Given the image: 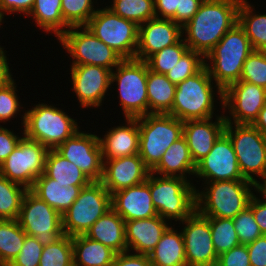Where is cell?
<instances>
[{
	"label": "cell",
	"mask_w": 266,
	"mask_h": 266,
	"mask_svg": "<svg viewBox=\"0 0 266 266\" xmlns=\"http://www.w3.org/2000/svg\"><path fill=\"white\" fill-rule=\"evenodd\" d=\"M241 0H204L193 18L182 27L190 50L204 58L222 37L238 23Z\"/></svg>",
	"instance_id": "cell-1"
},
{
	"label": "cell",
	"mask_w": 266,
	"mask_h": 266,
	"mask_svg": "<svg viewBox=\"0 0 266 266\" xmlns=\"http://www.w3.org/2000/svg\"><path fill=\"white\" fill-rule=\"evenodd\" d=\"M253 51L245 30L237 23L206 55L205 67L222 91L240 80L243 64Z\"/></svg>",
	"instance_id": "cell-2"
},
{
	"label": "cell",
	"mask_w": 266,
	"mask_h": 266,
	"mask_svg": "<svg viewBox=\"0 0 266 266\" xmlns=\"http://www.w3.org/2000/svg\"><path fill=\"white\" fill-rule=\"evenodd\" d=\"M213 81L208 69L204 66L193 76L178 83L169 115L183 122L213 118L216 109L214 108L216 107L214 105L216 95L219 96V98L216 96L220 100L219 103L223 105V91Z\"/></svg>",
	"instance_id": "cell-3"
},
{
	"label": "cell",
	"mask_w": 266,
	"mask_h": 266,
	"mask_svg": "<svg viewBox=\"0 0 266 266\" xmlns=\"http://www.w3.org/2000/svg\"><path fill=\"white\" fill-rule=\"evenodd\" d=\"M196 189V211L204 217L233 219L249 206L254 195L249 180H224L202 183ZM205 184V185H204Z\"/></svg>",
	"instance_id": "cell-4"
},
{
	"label": "cell",
	"mask_w": 266,
	"mask_h": 266,
	"mask_svg": "<svg viewBox=\"0 0 266 266\" xmlns=\"http://www.w3.org/2000/svg\"><path fill=\"white\" fill-rule=\"evenodd\" d=\"M149 187L153 205L164 220L183 222L196 211V186L180 177L149 173Z\"/></svg>",
	"instance_id": "cell-5"
},
{
	"label": "cell",
	"mask_w": 266,
	"mask_h": 266,
	"mask_svg": "<svg viewBox=\"0 0 266 266\" xmlns=\"http://www.w3.org/2000/svg\"><path fill=\"white\" fill-rule=\"evenodd\" d=\"M33 106L31 110H25L22 134L48 149H56L80 130L77 119L71 118L55 105L38 103Z\"/></svg>",
	"instance_id": "cell-6"
},
{
	"label": "cell",
	"mask_w": 266,
	"mask_h": 266,
	"mask_svg": "<svg viewBox=\"0 0 266 266\" xmlns=\"http://www.w3.org/2000/svg\"><path fill=\"white\" fill-rule=\"evenodd\" d=\"M139 152L145 166L152 171L165 150L183 136V121L169 114L138 117Z\"/></svg>",
	"instance_id": "cell-7"
},
{
	"label": "cell",
	"mask_w": 266,
	"mask_h": 266,
	"mask_svg": "<svg viewBox=\"0 0 266 266\" xmlns=\"http://www.w3.org/2000/svg\"><path fill=\"white\" fill-rule=\"evenodd\" d=\"M115 70L111 73V86L116 82L119 106L124 117L138 118L147 115V62L123 59Z\"/></svg>",
	"instance_id": "cell-8"
},
{
	"label": "cell",
	"mask_w": 266,
	"mask_h": 266,
	"mask_svg": "<svg viewBox=\"0 0 266 266\" xmlns=\"http://www.w3.org/2000/svg\"><path fill=\"white\" fill-rule=\"evenodd\" d=\"M111 194L100 181L83 187L74 203L62 214L63 233L86 234L93 223L111 209Z\"/></svg>",
	"instance_id": "cell-9"
},
{
	"label": "cell",
	"mask_w": 266,
	"mask_h": 266,
	"mask_svg": "<svg viewBox=\"0 0 266 266\" xmlns=\"http://www.w3.org/2000/svg\"><path fill=\"white\" fill-rule=\"evenodd\" d=\"M224 132L231 140L242 176L254 183L266 172V137L252 124L226 122Z\"/></svg>",
	"instance_id": "cell-10"
},
{
	"label": "cell",
	"mask_w": 266,
	"mask_h": 266,
	"mask_svg": "<svg viewBox=\"0 0 266 266\" xmlns=\"http://www.w3.org/2000/svg\"><path fill=\"white\" fill-rule=\"evenodd\" d=\"M86 26L123 59H135L139 26L134 21L120 17L106 6L97 8Z\"/></svg>",
	"instance_id": "cell-11"
},
{
	"label": "cell",
	"mask_w": 266,
	"mask_h": 266,
	"mask_svg": "<svg viewBox=\"0 0 266 266\" xmlns=\"http://www.w3.org/2000/svg\"><path fill=\"white\" fill-rule=\"evenodd\" d=\"M72 65H96L113 71L123 58L98 39L87 26L70 27L59 39Z\"/></svg>",
	"instance_id": "cell-12"
},
{
	"label": "cell",
	"mask_w": 266,
	"mask_h": 266,
	"mask_svg": "<svg viewBox=\"0 0 266 266\" xmlns=\"http://www.w3.org/2000/svg\"><path fill=\"white\" fill-rule=\"evenodd\" d=\"M17 220L26 235L35 236L42 246L50 245L64 235L62 215L30 189L23 197Z\"/></svg>",
	"instance_id": "cell-13"
},
{
	"label": "cell",
	"mask_w": 266,
	"mask_h": 266,
	"mask_svg": "<svg viewBox=\"0 0 266 266\" xmlns=\"http://www.w3.org/2000/svg\"><path fill=\"white\" fill-rule=\"evenodd\" d=\"M48 151L40 142L23 136L13 152L0 165V174L29 190L35 180L44 173Z\"/></svg>",
	"instance_id": "cell-14"
},
{
	"label": "cell",
	"mask_w": 266,
	"mask_h": 266,
	"mask_svg": "<svg viewBox=\"0 0 266 266\" xmlns=\"http://www.w3.org/2000/svg\"><path fill=\"white\" fill-rule=\"evenodd\" d=\"M266 102V89L256 84L239 80L223 91V112L228 109L226 122L253 124Z\"/></svg>",
	"instance_id": "cell-15"
},
{
	"label": "cell",
	"mask_w": 266,
	"mask_h": 266,
	"mask_svg": "<svg viewBox=\"0 0 266 266\" xmlns=\"http://www.w3.org/2000/svg\"><path fill=\"white\" fill-rule=\"evenodd\" d=\"M196 178L203 182L247 180L242 176L229 136L223 132L211 151L196 164Z\"/></svg>",
	"instance_id": "cell-16"
},
{
	"label": "cell",
	"mask_w": 266,
	"mask_h": 266,
	"mask_svg": "<svg viewBox=\"0 0 266 266\" xmlns=\"http://www.w3.org/2000/svg\"><path fill=\"white\" fill-rule=\"evenodd\" d=\"M55 150L79 167L92 181L101 180L103 158L99 136L96 133L79 130Z\"/></svg>",
	"instance_id": "cell-17"
},
{
	"label": "cell",
	"mask_w": 266,
	"mask_h": 266,
	"mask_svg": "<svg viewBox=\"0 0 266 266\" xmlns=\"http://www.w3.org/2000/svg\"><path fill=\"white\" fill-rule=\"evenodd\" d=\"M187 266H214L218 255L214 248L209 220L195 211L181 222Z\"/></svg>",
	"instance_id": "cell-18"
},
{
	"label": "cell",
	"mask_w": 266,
	"mask_h": 266,
	"mask_svg": "<svg viewBox=\"0 0 266 266\" xmlns=\"http://www.w3.org/2000/svg\"><path fill=\"white\" fill-rule=\"evenodd\" d=\"M70 69L71 89L81 108L102 106V101L111 88L112 71L96 65H73Z\"/></svg>",
	"instance_id": "cell-19"
},
{
	"label": "cell",
	"mask_w": 266,
	"mask_h": 266,
	"mask_svg": "<svg viewBox=\"0 0 266 266\" xmlns=\"http://www.w3.org/2000/svg\"><path fill=\"white\" fill-rule=\"evenodd\" d=\"M182 27L171 19L153 18L140 24L135 59L146 61L151 55L177 43Z\"/></svg>",
	"instance_id": "cell-20"
},
{
	"label": "cell",
	"mask_w": 266,
	"mask_h": 266,
	"mask_svg": "<svg viewBox=\"0 0 266 266\" xmlns=\"http://www.w3.org/2000/svg\"><path fill=\"white\" fill-rule=\"evenodd\" d=\"M150 172L139 154L103 160L100 182L112 195L121 189L145 182Z\"/></svg>",
	"instance_id": "cell-21"
},
{
	"label": "cell",
	"mask_w": 266,
	"mask_h": 266,
	"mask_svg": "<svg viewBox=\"0 0 266 266\" xmlns=\"http://www.w3.org/2000/svg\"><path fill=\"white\" fill-rule=\"evenodd\" d=\"M111 207L124 221L157 216L150 194L149 175L145 182L113 193Z\"/></svg>",
	"instance_id": "cell-22"
},
{
	"label": "cell",
	"mask_w": 266,
	"mask_h": 266,
	"mask_svg": "<svg viewBox=\"0 0 266 266\" xmlns=\"http://www.w3.org/2000/svg\"><path fill=\"white\" fill-rule=\"evenodd\" d=\"M212 118L187 120L183 122V136L186 138L191 157L195 164L212 149L214 142L224 132L226 120L224 113ZM213 121V122H212Z\"/></svg>",
	"instance_id": "cell-23"
},
{
	"label": "cell",
	"mask_w": 266,
	"mask_h": 266,
	"mask_svg": "<svg viewBox=\"0 0 266 266\" xmlns=\"http://www.w3.org/2000/svg\"><path fill=\"white\" fill-rule=\"evenodd\" d=\"M167 222L159 215L145 219L125 221L127 251L149 255L160 241L166 229L172 225Z\"/></svg>",
	"instance_id": "cell-24"
},
{
	"label": "cell",
	"mask_w": 266,
	"mask_h": 266,
	"mask_svg": "<svg viewBox=\"0 0 266 266\" xmlns=\"http://www.w3.org/2000/svg\"><path fill=\"white\" fill-rule=\"evenodd\" d=\"M126 125L109 128V131L99 137L102 158L110 160L133 156L139 152L138 118H125Z\"/></svg>",
	"instance_id": "cell-25"
},
{
	"label": "cell",
	"mask_w": 266,
	"mask_h": 266,
	"mask_svg": "<svg viewBox=\"0 0 266 266\" xmlns=\"http://www.w3.org/2000/svg\"><path fill=\"white\" fill-rule=\"evenodd\" d=\"M85 235L117 254L127 251L125 221L112 208L97 219Z\"/></svg>",
	"instance_id": "cell-26"
},
{
	"label": "cell",
	"mask_w": 266,
	"mask_h": 266,
	"mask_svg": "<svg viewBox=\"0 0 266 266\" xmlns=\"http://www.w3.org/2000/svg\"><path fill=\"white\" fill-rule=\"evenodd\" d=\"M195 171L196 164L191 157L186 138L182 136L165 150L161 161L151 172L187 179L189 175L194 176Z\"/></svg>",
	"instance_id": "cell-27"
},
{
	"label": "cell",
	"mask_w": 266,
	"mask_h": 266,
	"mask_svg": "<svg viewBox=\"0 0 266 266\" xmlns=\"http://www.w3.org/2000/svg\"><path fill=\"white\" fill-rule=\"evenodd\" d=\"M87 185H70L56 183V180L41 174L30 189L61 215L74 203L83 187Z\"/></svg>",
	"instance_id": "cell-28"
},
{
	"label": "cell",
	"mask_w": 266,
	"mask_h": 266,
	"mask_svg": "<svg viewBox=\"0 0 266 266\" xmlns=\"http://www.w3.org/2000/svg\"><path fill=\"white\" fill-rule=\"evenodd\" d=\"M169 226L149 254L153 266H187L184 240L181 231Z\"/></svg>",
	"instance_id": "cell-29"
},
{
	"label": "cell",
	"mask_w": 266,
	"mask_h": 266,
	"mask_svg": "<svg viewBox=\"0 0 266 266\" xmlns=\"http://www.w3.org/2000/svg\"><path fill=\"white\" fill-rule=\"evenodd\" d=\"M73 264L76 266H111L116 252L85 234L72 237Z\"/></svg>",
	"instance_id": "cell-30"
},
{
	"label": "cell",
	"mask_w": 266,
	"mask_h": 266,
	"mask_svg": "<svg viewBox=\"0 0 266 266\" xmlns=\"http://www.w3.org/2000/svg\"><path fill=\"white\" fill-rule=\"evenodd\" d=\"M175 90L176 84L166 75L151 71L147 64L148 114H169Z\"/></svg>",
	"instance_id": "cell-31"
},
{
	"label": "cell",
	"mask_w": 266,
	"mask_h": 266,
	"mask_svg": "<svg viewBox=\"0 0 266 266\" xmlns=\"http://www.w3.org/2000/svg\"><path fill=\"white\" fill-rule=\"evenodd\" d=\"M44 174L63 186L89 185L92 180L73 162L65 159L55 149H49Z\"/></svg>",
	"instance_id": "cell-32"
},
{
	"label": "cell",
	"mask_w": 266,
	"mask_h": 266,
	"mask_svg": "<svg viewBox=\"0 0 266 266\" xmlns=\"http://www.w3.org/2000/svg\"><path fill=\"white\" fill-rule=\"evenodd\" d=\"M28 16L33 17L37 27L52 32L57 40L70 28L62 16L61 0H35Z\"/></svg>",
	"instance_id": "cell-33"
},
{
	"label": "cell",
	"mask_w": 266,
	"mask_h": 266,
	"mask_svg": "<svg viewBox=\"0 0 266 266\" xmlns=\"http://www.w3.org/2000/svg\"><path fill=\"white\" fill-rule=\"evenodd\" d=\"M238 23L245 30L253 49L266 51V13L257 14L254 5L241 0Z\"/></svg>",
	"instance_id": "cell-34"
},
{
	"label": "cell",
	"mask_w": 266,
	"mask_h": 266,
	"mask_svg": "<svg viewBox=\"0 0 266 266\" xmlns=\"http://www.w3.org/2000/svg\"><path fill=\"white\" fill-rule=\"evenodd\" d=\"M25 237L18 220H0V266H8L15 259Z\"/></svg>",
	"instance_id": "cell-35"
},
{
	"label": "cell",
	"mask_w": 266,
	"mask_h": 266,
	"mask_svg": "<svg viewBox=\"0 0 266 266\" xmlns=\"http://www.w3.org/2000/svg\"><path fill=\"white\" fill-rule=\"evenodd\" d=\"M28 189L0 174V220H17L21 203Z\"/></svg>",
	"instance_id": "cell-36"
},
{
	"label": "cell",
	"mask_w": 266,
	"mask_h": 266,
	"mask_svg": "<svg viewBox=\"0 0 266 266\" xmlns=\"http://www.w3.org/2000/svg\"><path fill=\"white\" fill-rule=\"evenodd\" d=\"M113 2V3H112ZM107 7L124 19L138 26L156 17L154 0H112Z\"/></svg>",
	"instance_id": "cell-37"
},
{
	"label": "cell",
	"mask_w": 266,
	"mask_h": 266,
	"mask_svg": "<svg viewBox=\"0 0 266 266\" xmlns=\"http://www.w3.org/2000/svg\"><path fill=\"white\" fill-rule=\"evenodd\" d=\"M206 218L209 220L212 241L218 256L240 245L232 219Z\"/></svg>",
	"instance_id": "cell-38"
},
{
	"label": "cell",
	"mask_w": 266,
	"mask_h": 266,
	"mask_svg": "<svg viewBox=\"0 0 266 266\" xmlns=\"http://www.w3.org/2000/svg\"><path fill=\"white\" fill-rule=\"evenodd\" d=\"M72 237L64 234L43 248L39 266H72Z\"/></svg>",
	"instance_id": "cell-39"
},
{
	"label": "cell",
	"mask_w": 266,
	"mask_h": 266,
	"mask_svg": "<svg viewBox=\"0 0 266 266\" xmlns=\"http://www.w3.org/2000/svg\"><path fill=\"white\" fill-rule=\"evenodd\" d=\"M188 49L182 37L177 43L165 47L151 55L146 62L151 71L165 75L168 71L173 69L181 56Z\"/></svg>",
	"instance_id": "cell-40"
},
{
	"label": "cell",
	"mask_w": 266,
	"mask_h": 266,
	"mask_svg": "<svg viewBox=\"0 0 266 266\" xmlns=\"http://www.w3.org/2000/svg\"><path fill=\"white\" fill-rule=\"evenodd\" d=\"M94 0H61L64 22L69 27L86 26L95 14Z\"/></svg>",
	"instance_id": "cell-41"
},
{
	"label": "cell",
	"mask_w": 266,
	"mask_h": 266,
	"mask_svg": "<svg viewBox=\"0 0 266 266\" xmlns=\"http://www.w3.org/2000/svg\"><path fill=\"white\" fill-rule=\"evenodd\" d=\"M204 66V57L200 53L188 49L173 69L165 75L172 83L177 85L199 72Z\"/></svg>",
	"instance_id": "cell-42"
},
{
	"label": "cell",
	"mask_w": 266,
	"mask_h": 266,
	"mask_svg": "<svg viewBox=\"0 0 266 266\" xmlns=\"http://www.w3.org/2000/svg\"><path fill=\"white\" fill-rule=\"evenodd\" d=\"M240 80L266 89V51L254 50L247 57Z\"/></svg>",
	"instance_id": "cell-43"
},
{
	"label": "cell",
	"mask_w": 266,
	"mask_h": 266,
	"mask_svg": "<svg viewBox=\"0 0 266 266\" xmlns=\"http://www.w3.org/2000/svg\"><path fill=\"white\" fill-rule=\"evenodd\" d=\"M16 82L13 79L7 85L0 87V123L10 122L12 118H15L17 114L23 111L21 116L22 126L24 125L25 112L21 108V102L19 101L20 96L17 95ZM21 109V110H20Z\"/></svg>",
	"instance_id": "cell-44"
},
{
	"label": "cell",
	"mask_w": 266,
	"mask_h": 266,
	"mask_svg": "<svg viewBox=\"0 0 266 266\" xmlns=\"http://www.w3.org/2000/svg\"><path fill=\"white\" fill-rule=\"evenodd\" d=\"M232 220L240 244L246 245L254 242L258 237L263 235L249 207L237 214Z\"/></svg>",
	"instance_id": "cell-45"
},
{
	"label": "cell",
	"mask_w": 266,
	"mask_h": 266,
	"mask_svg": "<svg viewBox=\"0 0 266 266\" xmlns=\"http://www.w3.org/2000/svg\"><path fill=\"white\" fill-rule=\"evenodd\" d=\"M43 248L35 236L26 235L22 249L8 266H39Z\"/></svg>",
	"instance_id": "cell-46"
},
{
	"label": "cell",
	"mask_w": 266,
	"mask_h": 266,
	"mask_svg": "<svg viewBox=\"0 0 266 266\" xmlns=\"http://www.w3.org/2000/svg\"><path fill=\"white\" fill-rule=\"evenodd\" d=\"M218 266H251L246 245L240 244L218 256Z\"/></svg>",
	"instance_id": "cell-47"
},
{
	"label": "cell",
	"mask_w": 266,
	"mask_h": 266,
	"mask_svg": "<svg viewBox=\"0 0 266 266\" xmlns=\"http://www.w3.org/2000/svg\"><path fill=\"white\" fill-rule=\"evenodd\" d=\"M23 136H18L13 130L0 125V165L13 152Z\"/></svg>",
	"instance_id": "cell-48"
},
{
	"label": "cell",
	"mask_w": 266,
	"mask_h": 266,
	"mask_svg": "<svg viewBox=\"0 0 266 266\" xmlns=\"http://www.w3.org/2000/svg\"><path fill=\"white\" fill-rule=\"evenodd\" d=\"M251 266H266V235L246 244Z\"/></svg>",
	"instance_id": "cell-49"
},
{
	"label": "cell",
	"mask_w": 266,
	"mask_h": 266,
	"mask_svg": "<svg viewBox=\"0 0 266 266\" xmlns=\"http://www.w3.org/2000/svg\"><path fill=\"white\" fill-rule=\"evenodd\" d=\"M204 0H180L179 9H176L175 22L183 27L198 12Z\"/></svg>",
	"instance_id": "cell-50"
},
{
	"label": "cell",
	"mask_w": 266,
	"mask_h": 266,
	"mask_svg": "<svg viewBox=\"0 0 266 266\" xmlns=\"http://www.w3.org/2000/svg\"><path fill=\"white\" fill-rule=\"evenodd\" d=\"M111 266H153L149 255L130 253L129 251L116 254Z\"/></svg>",
	"instance_id": "cell-51"
},
{
	"label": "cell",
	"mask_w": 266,
	"mask_h": 266,
	"mask_svg": "<svg viewBox=\"0 0 266 266\" xmlns=\"http://www.w3.org/2000/svg\"><path fill=\"white\" fill-rule=\"evenodd\" d=\"M35 0H0V13L5 16L8 14H24L28 17L32 10Z\"/></svg>",
	"instance_id": "cell-52"
},
{
	"label": "cell",
	"mask_w": 266,
	"mask_h": 266,
	"mask_svg": "<svg viewBox=\"0 0 266 266\" xmlns=\"http://www.w3.org/2000/svg\"><path fill=\"white\" fill-rule=\"evenodd\" d=\"M180 0H154L155 15L161 19H171L175 22L176 9Z\"/></svg>",
	"instance_id": "cell-53"
},
{
	"label": "cell",
	"mask_w": 266,
	"mask_h": 266,
	"mask_svg": "<svg viewBox=\"0 0 266 266\" xmlns=\"http://www.w3.org/2000/svg\"><path fill=\"white\" fill-rule=\"evenodd\" d=\"M248 207L252 210L260 231L262 234L266 235V203L259 200V198L254 194Z\"/></svg>",
	"instance_id": "cell-54"
},
{
	"label": "cell",
	"mask_w": 266,
	"mask_h": 266,
	"mask_svg": "<svg viewBox=\"0 0 266 266\" xmlns=\"http://www.w3.org/2000/svg\"><path fill=\"white\" fill-rule=\"evenodd\" d=\"M6 50H4L3 46L0 48V87H3L10 83L13 80V75L10 72L9 60L6 56ZM8 60V61H7Z\"/></svg>",
	"instance_id": "cell-55"
},
{
	"label": "cell",
	"mask_w": 266,
	"mask_h": 266,
	"mask_svg": "<svg viewBox=\"0 0 266 266\" xmlns=\"http://www.w3.org/2000/svg\"><path fill=\"white\" fill-rule=\"evenodd\" d=\"M252 125L266 137V102Z\"/></svg>",
	"instance_id": "cell-56"
},
{
	"label": "cell",
	"mask_w": 266,
	"mask_h": 266,
	"mask_svg": "<svg viewBox=\"0 0 266 266\" xmlns=\"http://www.w3.org/2000/svg\"><path fill=\"white\" fill-rule=\"evenodd\" d=\"M258 179H260V180L262 179V181L260 182V181L256 180L253 183V187L255 190L254 192L257 191L256 194L257 193L261 194V196L258 197L259 200L266 203V172L262 176H260V178H258ZM260 198H262V199H260Z\"/></svg>",
	"instance_id": "cell-57"
},
{
	"label": "cell",
	"mask_w": 266,
	"mask_h": 266,
	"mask_svg": "<svg viewBox=\"0 0 266 266\" xmlns=\"http://www.w3.org/2000/svg\"><path fill=\"white\" fill-rule=\"evenodd\" d=\"M3 19H4V16L0 13V27H1L2 23H4ZM0 48H2V47L0 46Z\"/></svg>",
	"instance_id": "cell-58"
}]
</instances>
